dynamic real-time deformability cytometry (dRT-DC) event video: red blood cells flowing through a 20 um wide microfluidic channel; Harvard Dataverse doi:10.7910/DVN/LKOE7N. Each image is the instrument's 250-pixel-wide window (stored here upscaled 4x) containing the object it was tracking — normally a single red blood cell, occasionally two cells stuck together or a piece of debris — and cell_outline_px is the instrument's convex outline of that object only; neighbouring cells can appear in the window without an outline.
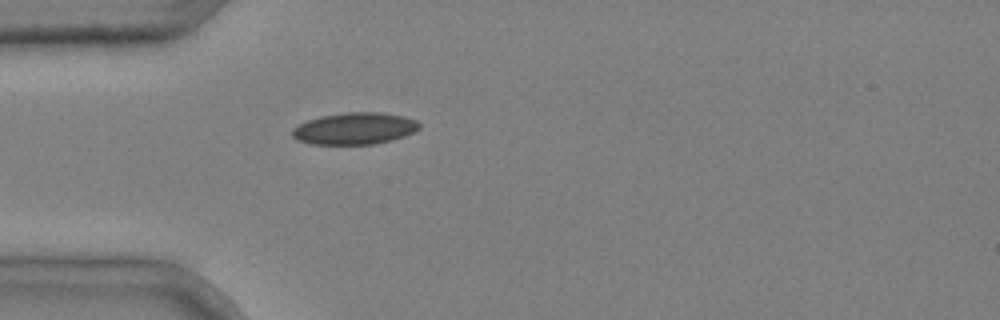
{"species": "common noctule bat (a hibernating species)", "species_latin": "Nyctalus noctula", "temperature_condition": "cold", "stored_images_in_passage": 1, "camera_frame_rate_fps": 3000, "um_per_image_px": 0.085, "animal": {"sex": "male", "body_mass_g": 20.4}, "frame": {"image": 1, "passage_image": 1, "time_ms": 0.0, "image_size_px": [1000, 320], "cell_outline_px": [[420, 128], [404, 136], [392, 140], [372, 144], [308, 144], [296, 140], [292, 136], [292, 128], [308, 120], [320, 116], [348, 112], [380, 112], [404, 116], [416, 120], [420, 124]], "centroid_in_image_um": [30.12, 10.92], "position_along_channel_um": 54.9, "area_um2": 23.58}}